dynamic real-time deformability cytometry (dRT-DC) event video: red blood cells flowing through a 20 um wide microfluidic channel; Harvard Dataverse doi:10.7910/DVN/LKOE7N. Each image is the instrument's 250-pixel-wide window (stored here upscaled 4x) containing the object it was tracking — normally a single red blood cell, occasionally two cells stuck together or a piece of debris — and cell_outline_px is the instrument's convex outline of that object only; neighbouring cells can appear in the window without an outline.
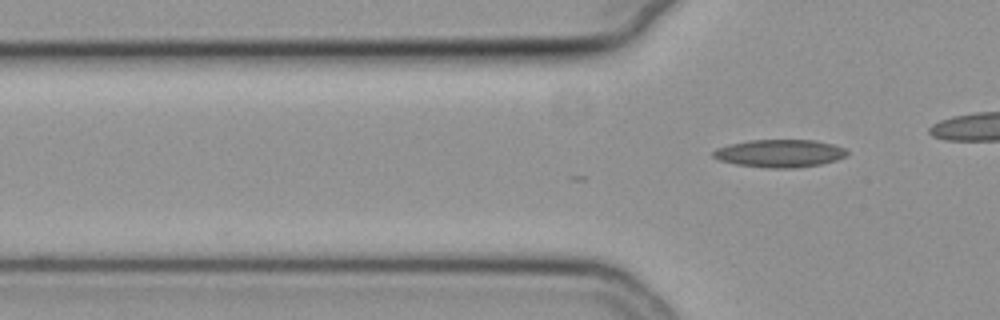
{"species": "common noctule bat (a hibernating species)", "species_latin": "Nyctalus noctula", "temperature_condition": "cold", "stored_images_in_passage": 2, "camera_frame_rate_fps": 3000, "um_per_image_px": 0.085, "animal": {"sex": "female", "body_mass_g": 19.3, "forearm_length_mm": 54.1}, "frame": {"image": 1, "passage_image": 2, "time_ms": 0.333, "image_size_px": [1000, 320], "cell_outline_px": [[848, 156], [836, 160], [820, 164], [796, 168], [768, 168], [736, 164], [720, 160], [712, 156], [712, 152], [716, 148], [732, 144], [752, 140], [816, 140], [832, 144], [844, 148], [848, 152]], "centroid_in_image_um": [66.3, 13.04], "position_along_channel_um": 59.5, "area_um2": 21.56}}